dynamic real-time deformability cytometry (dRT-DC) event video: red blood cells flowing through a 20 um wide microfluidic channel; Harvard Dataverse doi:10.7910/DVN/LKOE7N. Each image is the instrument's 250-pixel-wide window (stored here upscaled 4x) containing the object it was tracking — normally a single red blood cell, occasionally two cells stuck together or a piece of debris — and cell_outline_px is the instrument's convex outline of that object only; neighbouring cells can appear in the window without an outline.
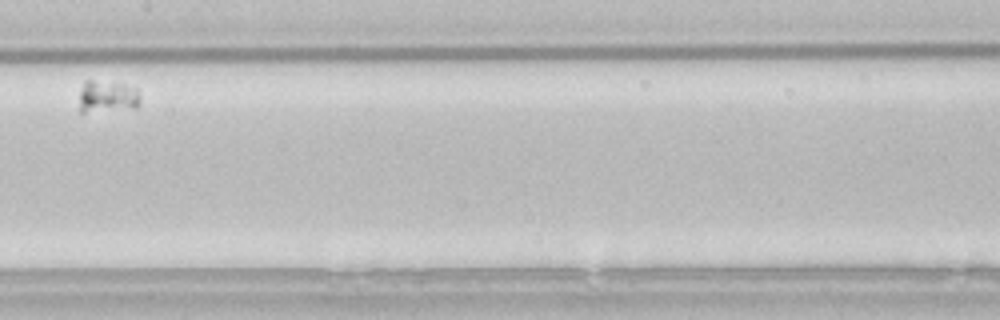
{"species": "common noctule bat (a hibernating species)", "species_latin": "Nyctalus noctula", "temperature_condition": "room temperature", "stored_images_in_passage": 6, "segment_of_instrument_passage": [2, 2], "camera_frame_rate_fps": 3000, "um_per_image_px": 0.085, "animal": {"sex": "male", "body_mass_g": 21.5, "forearm_length_mm": 52.0}, "frame": {"image": 1, "passage_image": 6, "time_ms": 1.667, "image_size_px": [1000, 320], "cell_outline_px": [[140, 104], [136, 108], [84, 112], [80, 112], [80, 92], [84, 80], [92, 80], [124, 84], [136, 88], [140, 96]], "centroid_in_image_um": [9.14, 8.2], "position_along_channel_um": 198.3, "area_um2": 11.44}}